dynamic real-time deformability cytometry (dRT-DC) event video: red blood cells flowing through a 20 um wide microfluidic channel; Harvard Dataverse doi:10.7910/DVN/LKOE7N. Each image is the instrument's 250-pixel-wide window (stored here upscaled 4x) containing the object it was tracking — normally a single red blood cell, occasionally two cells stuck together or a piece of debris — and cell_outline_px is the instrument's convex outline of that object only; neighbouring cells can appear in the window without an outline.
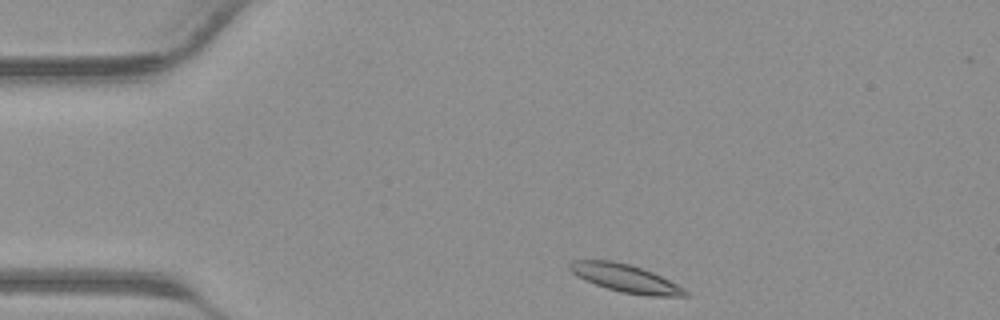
{"species": "common noctule bat (a hibernating species)", "species_latin": "Nyctalus noctula", "temperature_condition": "warm", "stored_images_in_passage": 34, "camera_frame_rate_fps": 3000, "um_per_image_px": 0.085, "animal": {"sex": "male", "body_mass_g": 23.1, "forearm_length_mm": 52.7}, "frame": {"image": 1, "passage_image": 1, "time_ms": 0.0, "image_size_px": [1000, 320], "cell_outline_px": [[688, 296], [648, 296], [624, 292], [608, 288], [596, 284], [572, 272], [568, 268], [568, 264], [572, 260], [612, 260], [628, 264], [652, 272], [684, 288], [688, 292]], "centroid_in_image_um": [53.17, 23.64], "position_along_channel_um": 31.8, "area_um2": 18.26}}
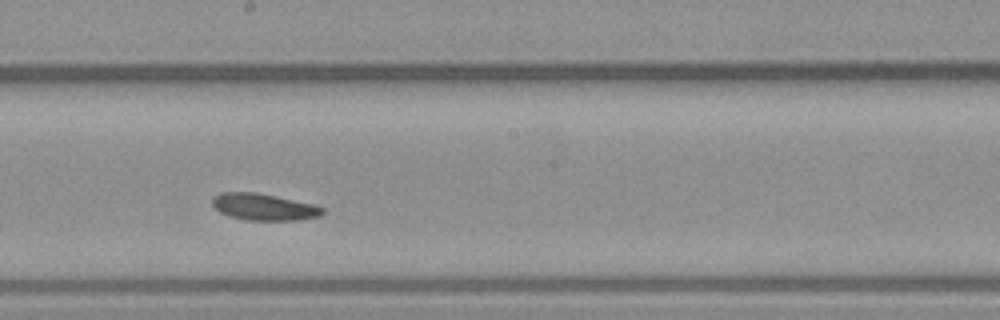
{"frame": {"image": 2, "passage_image": 16, "time_ms": 5.0, "image_size_px": [1000, 320], "cell_outline_px": [[324, 212], [320, 216], [300, 220], [248, 220], [228, 216], [220, 212], [212, 204], [212, 196], [220, 192], [256, 192], [312, 204], [324, 208]], "centroid_in_image_um": [22.4, 17.59], "position_along_channel_um": 225.8, "area_um2": 17.11}}
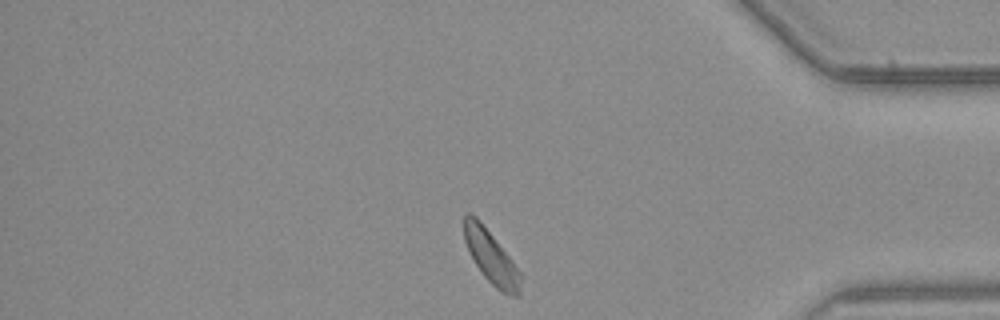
{"frame": {"image": 3, "passage_image": 28, "time_ms": 9.0, "image_size_px": [1000, 320], "cell_outline_px": [[520, 296], [508, 296], [500, 292], [484, 276], [468, 252], [464, 240], [464, 216], [468, 212], [476, 216], [480, 220], [508, 256], [520, 272]], "centroid_in_image_um": [41.72, 21.86], "position_along_channel_um": 393.5, "area_um2": 17.22}}